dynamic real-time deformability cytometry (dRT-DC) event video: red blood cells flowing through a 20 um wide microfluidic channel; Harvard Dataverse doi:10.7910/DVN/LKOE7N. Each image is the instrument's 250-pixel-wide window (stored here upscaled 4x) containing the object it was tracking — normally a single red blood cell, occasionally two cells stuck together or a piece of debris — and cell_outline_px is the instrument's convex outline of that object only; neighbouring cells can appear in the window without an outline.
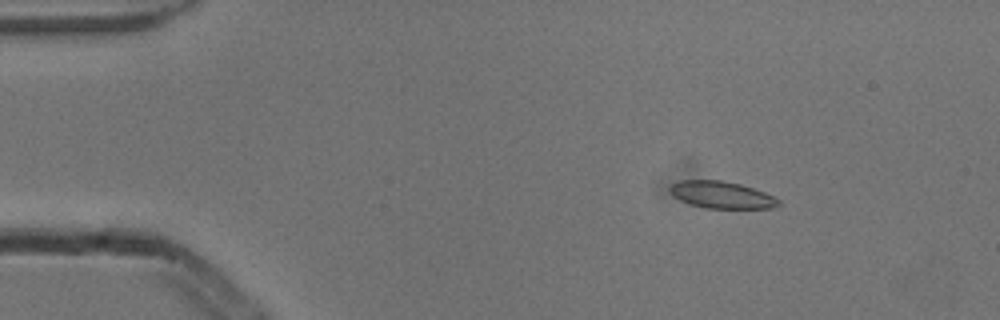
{"species": "common noctule bat (a hibernating species)", "species_latin": "Nyctalus noctula", "temperature_condition": "cold", "stored_images_in_passage": 42, "camera_frame_rate_fps": 3000, "um_per_image_px": 0.085, "animal": {"sex": "male", "body_mass_g": 13.3}, "frame": {"image": 1, "passage_image": 7, "time_ms": 2.0, "image_size_px": [1000, 320], "cell_outline_px": [[780, 204], [772, 208], [704, 208], [680, 200], [672, 196], [668, 188], [672, 184], [680, 180], [720, 180], [740, 184], [776, 196], [780, 200]], "centroid_in_image_um": [61.33, 16.56], "position_along_channel_um": 23.7, "area_um2": 17.11}}
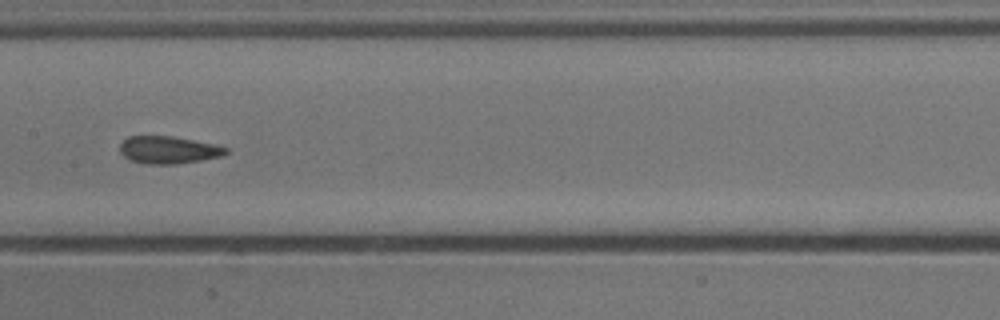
{"frame": {"image": 2, "passage_image": 26, "time_ms": 8.333, "image_size_px": [1000, 320], "cell_outline_px": [[228, 152], [220, 156], [200, 160], [176, 164], [148, 164], [132, 160], [124, 156], [120, 152], [120, 144], [128, 136], [172, 136], [216, 144], [228, 148]], "centroid_in_image_um": [14.32, 12.73], "position_along_channel_um": 193.1, "area_um2": 16.82}}
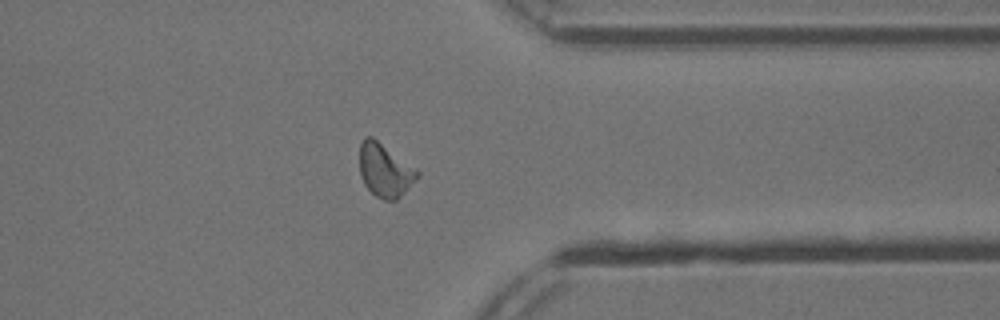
{"frame": {"image": 3, "passage_image": 41, "time_ms": 13.333, "image_size_px": [1000, 320], "cell_outline_px": [[420, 176], [396, 200], [384, 200], [376, 196], [364, 184], [360, 176], [360, 144], [368, 136], [372, 136], [416, 168], [420, 172]], "centroid_in_image_um": [32.73, 14.48], "position_along_channel_um": 378.7, "area_um2": 17.8}, "authors_computed_cell_mechanics": {"area_um2": 17.0221, "velocity_mm_per_s": 3.87, "shape_relaxation_time_tau1_ms": 8.5391, "shape_relaxation_time_tau2_ms": 2.8046, "deformation_change_tau1": 0.181, "deformation_change_tau2": 0.0867}}